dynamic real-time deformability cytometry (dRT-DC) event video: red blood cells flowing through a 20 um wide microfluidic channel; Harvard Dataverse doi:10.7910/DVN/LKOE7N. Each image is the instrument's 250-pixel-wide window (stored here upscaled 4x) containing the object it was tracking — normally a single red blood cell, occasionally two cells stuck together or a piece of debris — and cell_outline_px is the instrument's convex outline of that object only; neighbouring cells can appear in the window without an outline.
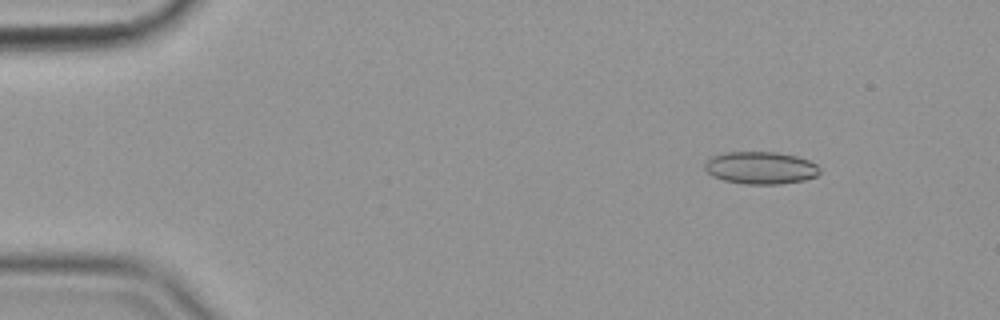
{"species": "common noctule bat (a hibernating species)", "species_latin": "Nyctalus noctula", "temperature_condition": "cold", "stored_images_in_passage": 56, "camera_frame_rate_fps": 3000, "um_per_image_px": 0.085, "animal": {"sex": "female", "body_mass_g": 19.9}, "frame": {"image": 1, "passage_image": 7, "time_ms": 2.0, "image_size_px": [1000, 320], "cell_outline_px": [[820, 172], [816, 176], [804, 180], [780, 184], [744, 184], [724, 180], [712, 176], [704, 168], [704, 164], [712, 156], [724, 152], [776, 152], [796, 156], [808, 160], [816, 164], [820, 168]], "centroid_in_image_um": [64.65, 14.26], "position_along_channel_um": 20.4, "area_um2": 21.73}}
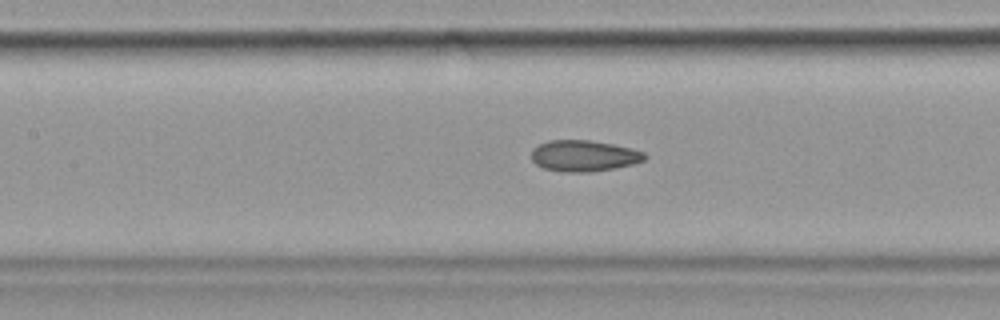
{"frame": {"image": 2, "passage_image": 26, "time_ms": 8.333, "image_size_px": [1000, 320], "cell_outline_px": [[648, 156], [644, 160], [632, 164], [616, 168], [592, 172], [564, 172], [544, 168], [536, 164], [532, 160], [532, 148], [548, 140], [588, 140], [612, 144], [632, 148], [644, 152]], "centroid_in_image_um": [49.64, 13.25], "position_along_channel_um": 157.8, "area_um2": 20.63}}
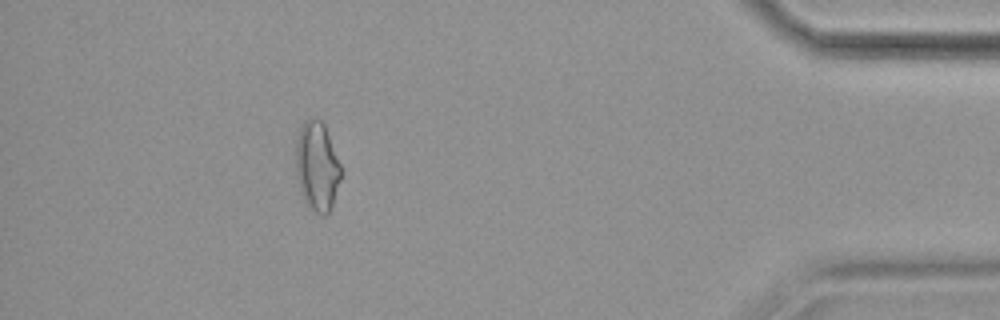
{"frame": {"image": 3, "passage_image": 51, "time_ms": 16.667, "image_size_px": [1000, 320], "cell_outline_px": [[340, 180], [332, 204], [328, 212], [324, 216], [320, 216], [308, 208], [300, 192], [296, 176], [296, 140], [300, 128], [304, 120], [316, 116], [324, 124], [340, 164]], "centroid_in_image_um": [26.92, 14.14], "position_along_channel_um": 408.3, "area_um2": 23.52}, "authors_computed_cell_mechanics": {"area_um2": 21.3282, "velocity_mm_per_s": 3.5852, "shape_relaxation_time_tau1_ms": null, "shape_relaxation_time_tau2_ms": 3.5242, "deformation_change_tau1": null, "deformation_change_tau2": 0.1054}}